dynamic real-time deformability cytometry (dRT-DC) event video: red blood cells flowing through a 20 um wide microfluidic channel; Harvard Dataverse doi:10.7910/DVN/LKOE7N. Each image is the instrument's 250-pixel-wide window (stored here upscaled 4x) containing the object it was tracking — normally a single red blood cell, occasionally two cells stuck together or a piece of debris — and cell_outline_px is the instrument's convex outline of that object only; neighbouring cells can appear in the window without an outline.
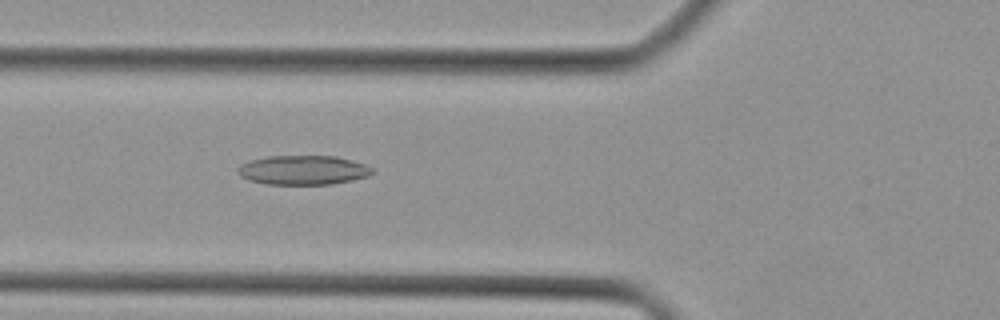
{"species": "Egyptian fruit bat (a non-hibernating species)", "species_latin": "Rousettus aegyptiacus", "temperature_condition": "cold", "stored_images_in_passage": 29, "camera_frame_rate_fps": 3000, "um_per_image_px": 0.085, "animal": {"sex": "female"}, "frame": {"image": 1, "passage_image": 4, "time_ms": 1.0, "image_size_px": [1000, 320], "cell_outline_px": [[372, 172], [368, 176], [352, 180], [332, 184], [268, 184], [248, 180], [240, 176], [236, 168], [240, 164], [252, 160], [268, 156], [336, 156], [364, 164], [372, 168]], "centroid_in_image_um": [25.73, 14.46], "position_along_channel_um": 100.1, "area_um2": 22.83}}
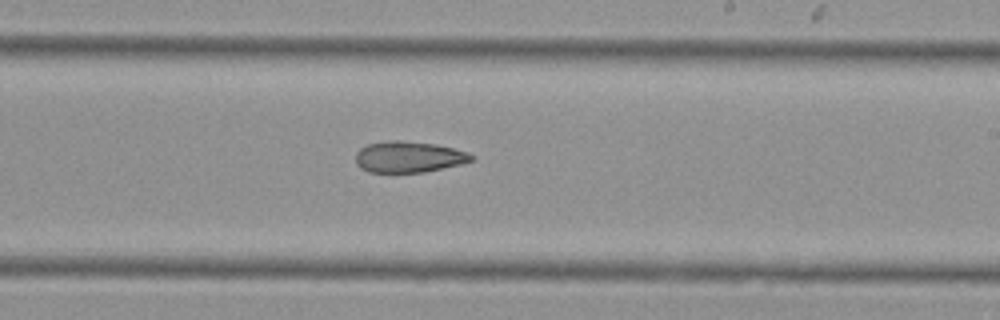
{"frame": {"image": 2, "passage_image": 14, "time_ms": 4.333, "image_size_px": [1000, 320], "cell_outline_px": [[476, 160], [444, 168], [424, 172], [368, 172], [360, 168], [356, 164], [356, 152], [360, 148], [368, 144], [388, 140], [396, 140], [432, 144], [452, 148], [468, 152], [476, 156]], "centroid_in_image_um": [34.75, 13.34], "position_along_channel_um": 254.3, "area_um2": 21.04}}
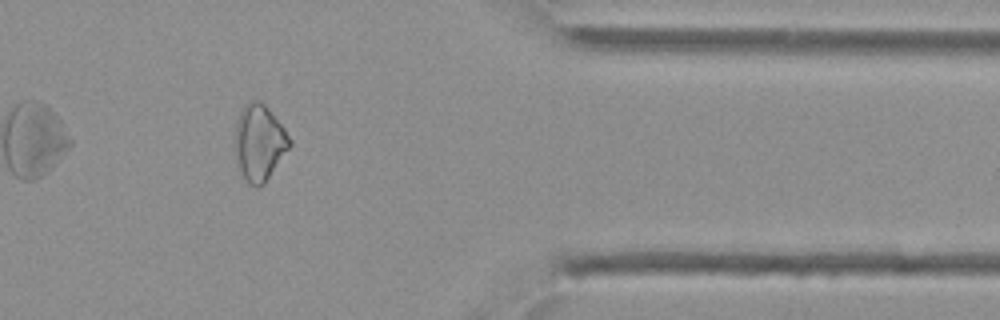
{"frame": {"image": 3, "passage_image": 24, "time_ms": 7.667, "image_size_px": [1000, 320], "cell_outline_px": [[292, 144], [264, 184], [256, 188], [248, 184], [236, 164], [236, 120], [240, 112], [248, 100], [260, 100], [268, 108], [284, 128], [292, 140]], "centroid_in_image_um": [22.04, 12.13], "position_along_channel_um": 389.4, "area_um2": 24.22}}